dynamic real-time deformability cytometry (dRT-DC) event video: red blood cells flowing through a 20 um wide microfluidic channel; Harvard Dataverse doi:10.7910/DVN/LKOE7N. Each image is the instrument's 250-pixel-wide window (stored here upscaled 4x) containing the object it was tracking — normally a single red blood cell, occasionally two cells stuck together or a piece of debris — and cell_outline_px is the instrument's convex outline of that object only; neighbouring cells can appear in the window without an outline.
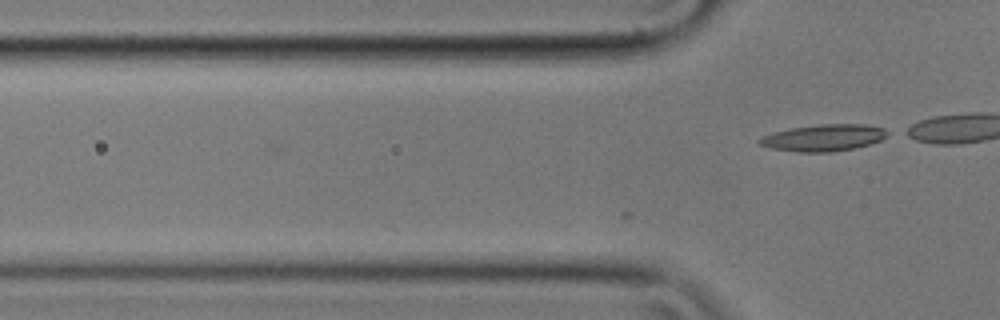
{"species": "common noctule bat (a hibernating species)", "species_latin": "Nyctalus noctula", "temperature_condition": "cold", "stored_images_in_passage": 5, "camera_frame_rate_fps": 3000, "um_per_image_px": 0.085, "animal": {"sex": "male", "body_mass_g": 17.9}, "frame": {"image": 1, "passage_image": 5, "time_ms": 1.333, "image_size_px": [1000, 320], "cell_outline_px": [[892, 132], [880, 140], [868, 144], [852, 148], [832, 152], [796, 152], [772, 148], [760, 144], [756, 140], [764, 136], [776, 132], [792, 128], [820, 124], [868, 124], [884, 128]], "centroid_in_image_um": [70.06, 11.7], "position_along_channel_um": 55.7, "area_um2": 19.77}}